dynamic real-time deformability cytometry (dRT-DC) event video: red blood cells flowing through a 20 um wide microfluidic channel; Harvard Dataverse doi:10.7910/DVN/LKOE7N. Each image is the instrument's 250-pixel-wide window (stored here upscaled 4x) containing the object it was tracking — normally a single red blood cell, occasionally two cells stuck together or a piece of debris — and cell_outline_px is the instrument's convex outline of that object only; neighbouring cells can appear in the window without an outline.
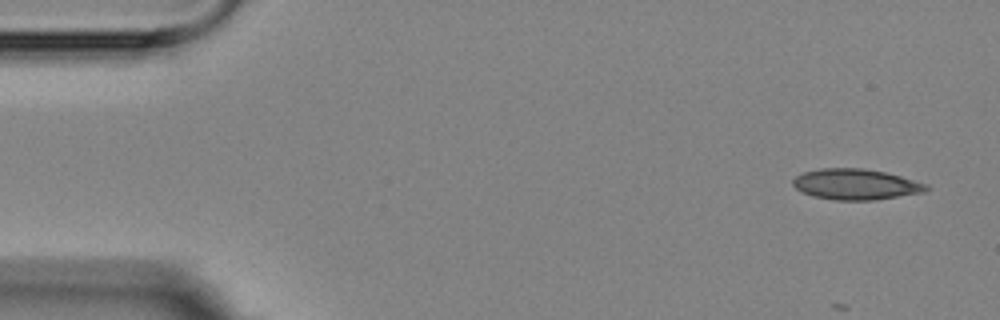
{"species": "Egyptian fruit bat (a non-hibernating species)", "species_latin": "Rousettus aegyptiacus", "temperature_condition": "room temperature", "stored_images_in_passage": 6, "camera_frame_rate_fps": 3000, "um_per_image_px": 0.085, "animal": {"sex": "female"}, "frame": {"image": 1, "passage_image": 1, "time_ms": 0.0, "image_size_px": [1000, 320], "cell_outline_px": [[932, 188], [924, 192], [876, 200], [836, 200], [812, 196], [796, 188], [792, 184], [792, 180], [796, 176], [804, 172], [820, 168], [864, 168], [884, 172], [900, 176], [928, 184]], "centroid_in_image_um": [72.76, 15.67], "position_along_channel_um": 12.2, "area_um2": 23.93}}
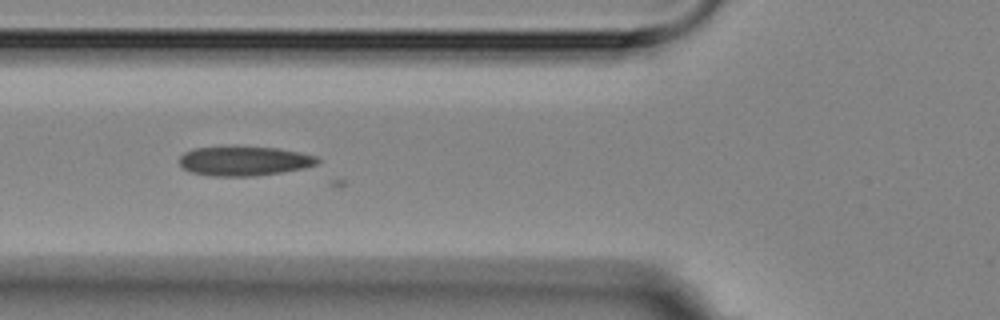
{"frame": {"image": 2, "passage_image": 5, "time_ms": 5.667, "image_size_px": [1000, 320], "cell_outline_px": [[320, 160], [316, 164], [304, 168], [256, 176], [212, 176], [192, 172], [184, 168], [180, 164], [180, 156], [184, 152], [196, 148], [236, 144], [280, 148], [300, 152], [316, 156]], "centroid_in_image_um": [20.75, 13.64], "position_along_channel_um": 105.0, "area_um2": 24.33}}